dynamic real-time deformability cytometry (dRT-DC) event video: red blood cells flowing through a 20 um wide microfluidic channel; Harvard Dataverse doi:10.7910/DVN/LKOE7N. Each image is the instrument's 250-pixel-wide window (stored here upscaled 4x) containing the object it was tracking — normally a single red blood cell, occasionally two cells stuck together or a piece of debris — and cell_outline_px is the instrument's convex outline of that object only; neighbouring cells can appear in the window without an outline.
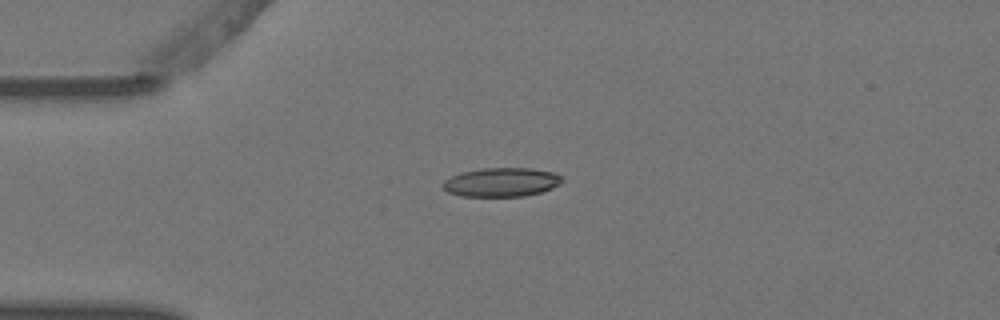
{"species": "Egyptian fruit bat (a non-hibernating species)", "species_latin": "Rousettus aegyptiacus", "temperature_condition": "warm", "stored_images_in_passage": 5, "camera_frame_rate_fps": 3000, "um_per_image_px": 0.085, "animal": {"sex": "female"}, "frame": {"image": 1, "passage_image": 4, "time_ms": 1.0, "image_size_px": [1000, 320], "cell_outline_px": [[564, 180], [560, 184], [552, 188], [540, 192], [524, 196], [460, 196], [448, 192], [440, 184], [444, 180], [460, 172], [480, 168], [528, 168], [552, 172], [560, 176]], "centroid_in_image_um": [42.59, 15.48], "position_along_channel_um": 42.4, "area_um2": 20.11}}